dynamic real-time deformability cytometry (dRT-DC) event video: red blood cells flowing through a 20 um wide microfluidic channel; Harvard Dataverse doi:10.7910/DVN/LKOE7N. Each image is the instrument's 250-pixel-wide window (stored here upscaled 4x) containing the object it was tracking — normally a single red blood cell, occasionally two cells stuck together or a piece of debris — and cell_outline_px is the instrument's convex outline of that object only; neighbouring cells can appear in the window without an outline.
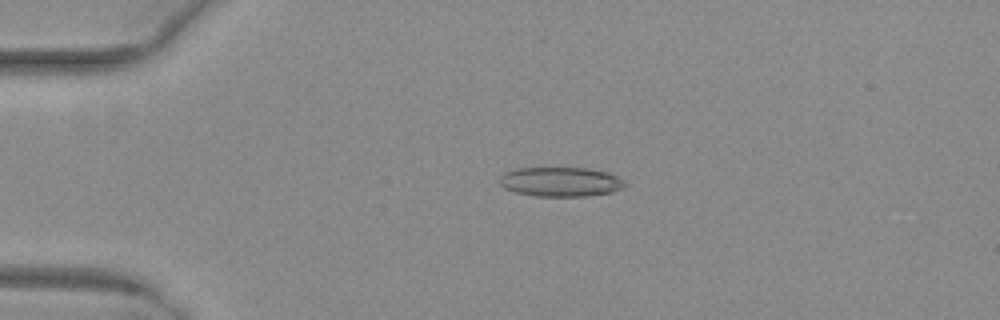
{"species": "common noctule bat (a hibernating species)", "species_latin": "Nyctalus noctula", "temperature_condition": "warm", "stored_images_in_passage": 47, "camera_frame_rate_fps": 3000, "um_per_image_px": 0.085, "animal": {"sex": "female", "body_mass_g": 29.2, "forearm_length_mm": 56.3}, "frame": {"image": 1, "passage_image": 8, "time_ms": 2.333, "image_size_px": [1000, 320], "cell_outline_px": [[628, 184], [624, 188], [612, 192], [584, 196], [536, 196], [516, 192], [504, 188], [500, 184], [500, 176], [504, 172], [516, 168], [588, 168], [608, 172], [620, 176]], "centroid_in_image_um": [47.7, 15.44], "position_along_channel_um": 37.3, "area_um2": 21.73}}
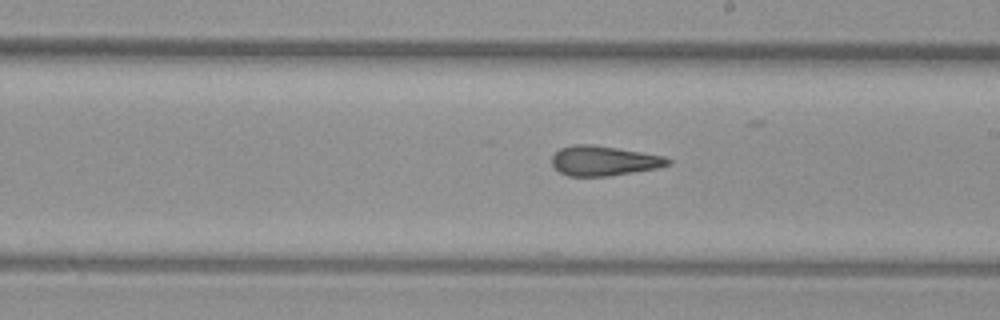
{"frame": {"image": 2, "passage_image": 26, "time_ms": 8.333, "image_size_px": [1000, 320], "cell_outline_px": [[672, 164], [656, 168], [608, 176], [568, 176], [560, 172], [552, 164], [552, 156], [560, 148], [572, 144], [592, 144], [664, 156], [672, 160]], "centroid_in_image_um": [51.32, 13.66], "position_along_channel_um": 237.7, "area_um2": 20.06}}
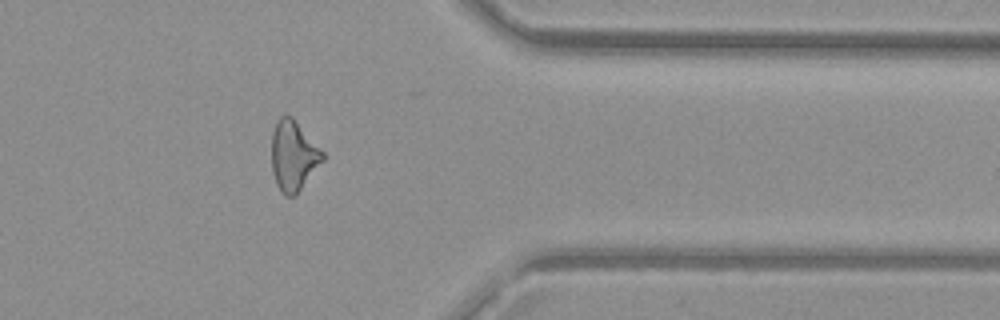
{"frame": {"image": 3, "passage_image": 38, "time_ms": 12.333, "image_size_px": [1000, 320], "cell_outline_px": [[324, 160], [296, 196], [284, 196], [276, 184], [272, 172], [272, 132], [276, 120], [280, 116], [292, 116], [324, 152]], "centroid_in_image_um": [24.94, 13.25], "position_along_channel_um": 386.5, "area_um2": 21.04}, "authors_computed_cell_mechanics": {"area_um2": 21.0392, "velocity_mm_per_s": 4.0532, "shape_relaxation_time_tau1_ms": null, "shape_relaxation_time_tau2_ms": 2.5831, "deformation_change_tau1": null, "deformation_change_tau2": 0.1368}}